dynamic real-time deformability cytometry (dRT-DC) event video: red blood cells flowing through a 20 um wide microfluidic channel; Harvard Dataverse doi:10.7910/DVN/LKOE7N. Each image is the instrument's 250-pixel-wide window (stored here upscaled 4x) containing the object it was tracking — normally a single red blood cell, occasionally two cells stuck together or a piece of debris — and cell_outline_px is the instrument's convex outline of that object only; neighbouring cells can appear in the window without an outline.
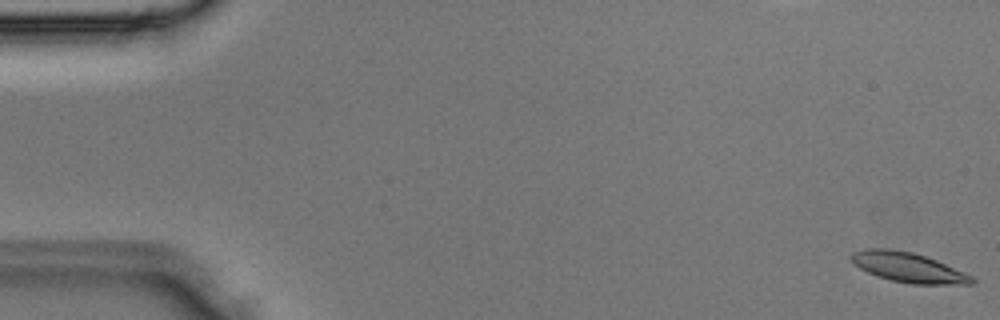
{"species": "Egyptian fruit bat (a non-hibernating species)", "species_latin": "Rousettus aegyptiacus", "temperature_condition": "room temperature", "stored_images_in_passage": 2, "camera_frame_rate_fps": 3000, "um_per_image_px": 0.085, "animal": {"sex": "male"}, "frame": {"image": 1, "passage_image": 2, "time_ms": 0.333, "image_size_px": [1000, 320], "cell_outline_px": [[976, 284], [912, 284], [892, 280], [868, 272], [860, 268], [852, 260], [852, 252], [868, 248], [888, 248], [912, 252], [936, 260], [964, 272], [972, 276], [976, 280]], "centroid_in_image_um": [77.25, 22.73], "position_along_channel_um": 7.8, "area_um2": 20.63}}